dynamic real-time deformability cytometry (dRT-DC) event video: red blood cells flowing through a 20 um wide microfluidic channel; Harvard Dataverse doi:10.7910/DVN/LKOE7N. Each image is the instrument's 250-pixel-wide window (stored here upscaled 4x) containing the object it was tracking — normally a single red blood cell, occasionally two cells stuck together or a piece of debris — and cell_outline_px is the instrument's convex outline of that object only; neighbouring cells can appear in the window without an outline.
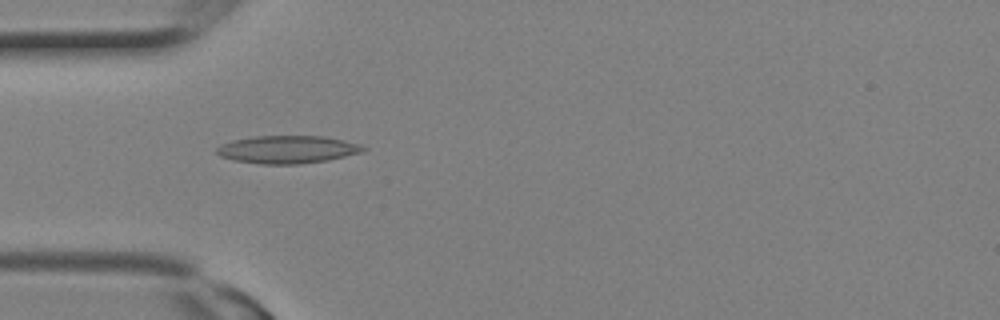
{"species": "Egyptian fruit bat (a non-hibernating species)", "species_latin": "Rousettus aegyptiacus", "temperature_condition": "room temperature", "stored_images_in_passage": 2, "camera_frame_rate_fps": 3000, "um_per_image_px": 0.085, "animal": {"sex": "female"}, "frame": {"image": 1, "passage_image": 2, "time_ms": 0.333, "image_size_px": [1000, 320], "cell_outline_px": [[368, 148], [360, 152], [344, 156], [324, 160], [296, 164], [264, 164], [232, 160], [220, 156], [216, 152], [216, 148], [220, 144], [232, 140], [252, 136], [324, 136], [344, 140], [360, 144]], "centroid_in_image_um": [24.38, 12.69], "position_along_channel_um": 60.6, "area_um2": 23.58}}